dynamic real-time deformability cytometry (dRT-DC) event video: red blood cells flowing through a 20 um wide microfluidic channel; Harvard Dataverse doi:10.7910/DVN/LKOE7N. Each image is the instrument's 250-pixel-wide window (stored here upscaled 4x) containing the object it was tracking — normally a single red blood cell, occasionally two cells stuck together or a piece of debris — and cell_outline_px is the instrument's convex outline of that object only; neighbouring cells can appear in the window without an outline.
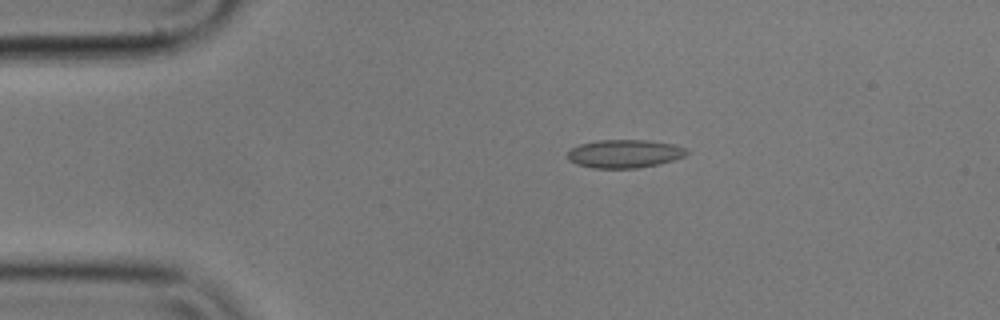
{"species": "common noctule bat (a hibernating species)", "species_latin": "Nyctalus noctula", "temperature_condition": "cold", "stored_images_in_passage": 34, "camera_frame_rate_fps": 3000, "um_per_image_px": 0.085, "animal": {"sex": "male", "body_mass_g": 17.9}, "frame": {"image": 1, "passage_image": 2, "time_ms": 0.333, "image_size_px": [1000, 320], "cell_outline_px": [[688, 152], [684, 156], [660, 164], [636, 168], [592, 168], [576, 164], [568, 160], [568, 152], [572, 148], [580, 144], [600, 140], [648, 140], [676, 144], [688, 148]], "centroid_in_image_um": [53.11, 13.06], "position_along_channel_um": 31.9, "area_um2": 19.71}}
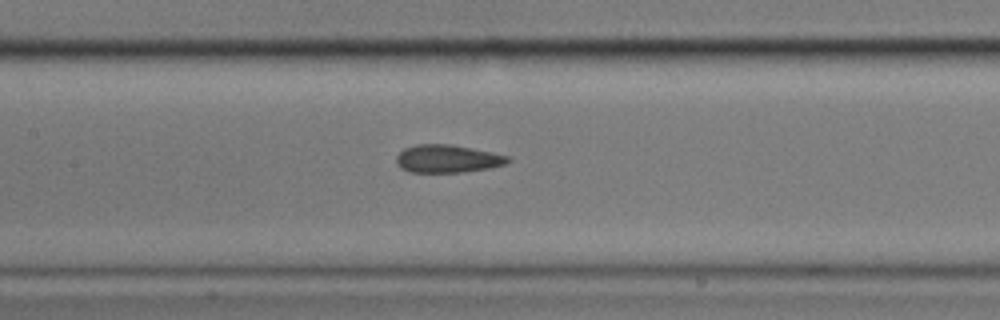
{"frame": {"image": 2, "passage_image": 17, "time_ms": 5.333, "image_size_px": [1000, 320], "cell_outline_px": [[512, 160], [508, 164], [488, 168], [460, 172], [408, 172], [400, 168], [396, 164], [396, 156], [404, 148], [416, 144], [452, 144], [492, 152], [508, 156]], "centroid_in_image_um": [38.03, 13.49], "position_along_channel_um": 169.4, "area_um2": 18.26}}
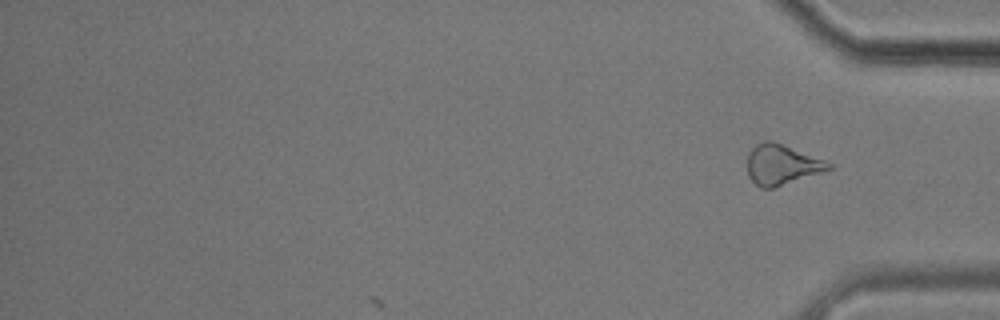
{"frame": {"image": 3, "passage_image": 34, "time_ms": 11.0, "image_size_px": [1000, 320], "cell_outline_px": [[832, 168], [776, 188], [760, 188], [748, 176], [748, 152], [756, 144], [764, 140], [772, 140], [824, 160], [832, 164]], "centroid_in_image_um": [66.41, 14.0], "position_along_channel_um": 368.8, "area_um2": 18.96}, "authors_computed_cell_mechanics": {"area_um2": 18.6405, "velocity_mm_per_s": 3.5436, "shape_relaxation_time_tau1_ms": 11.2364, "shape_relaxation_time_tau2_ms": 2.702, "deformation_change_tau1": 0.1435, "deformation_change_tau2": 0.0937}}